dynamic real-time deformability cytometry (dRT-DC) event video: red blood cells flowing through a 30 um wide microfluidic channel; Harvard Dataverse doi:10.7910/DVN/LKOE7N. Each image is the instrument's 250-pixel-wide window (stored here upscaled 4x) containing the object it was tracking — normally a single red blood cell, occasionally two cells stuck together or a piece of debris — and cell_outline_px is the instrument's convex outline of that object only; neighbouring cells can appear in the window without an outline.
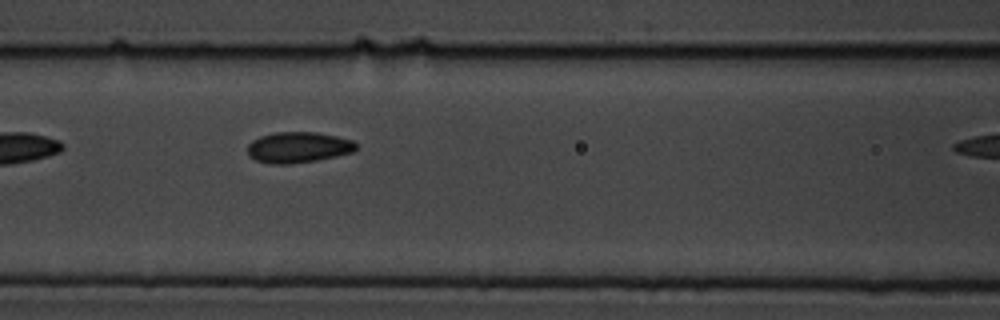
{"species": "common noctule bat (a hibernating species)", "species_latin": "Nyctalus noctula", "temperature_condition": "cold", "stored_images_in_passage": 9, "camera_frame_rate_fps": 3000, "um_per_image_px": 0.085, "animal": {"sex": "male", "body_mass_g": 19.5, "forearm_length_mm": 54.6}, "frame": {"image": 1, "passage_image": 6, "time_ms": 1.667, "image_size_px": [1000, 320], "cell_outline_px": [[356, 148], [352, 152], [336, 156], [316, 160], [292, 164], [268, 164], [256, 160], [248, 156], [248, 144], [252, 140], [260, 136], [276, 132], [316, 132], [336, 136], [352, 140], [356, 144]], "centroid_in_image_um": [25.31, 12.53], "position_along_channel_um": 141.3, "area_um2": 19.54}}
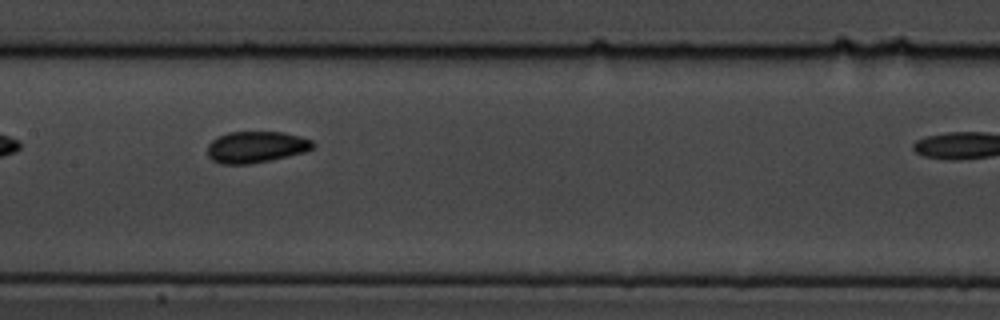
{"frame": {"image": 2, "passage_image": 7, "time_ms": 2.0, "image_size_px": [1000, 320], "cell_outline_px": [[316, 144], [308, 152], [248, 164], [220, 164], [212, 160], [208, 156], [208, 144], [212, 140], [228, 132], [284, 132], [300, 136], [312, 140]], "centroid_in_image_um": [21.79, 12.49], "position_along_channel_um": 185.6, "area_um2": 19.36}}